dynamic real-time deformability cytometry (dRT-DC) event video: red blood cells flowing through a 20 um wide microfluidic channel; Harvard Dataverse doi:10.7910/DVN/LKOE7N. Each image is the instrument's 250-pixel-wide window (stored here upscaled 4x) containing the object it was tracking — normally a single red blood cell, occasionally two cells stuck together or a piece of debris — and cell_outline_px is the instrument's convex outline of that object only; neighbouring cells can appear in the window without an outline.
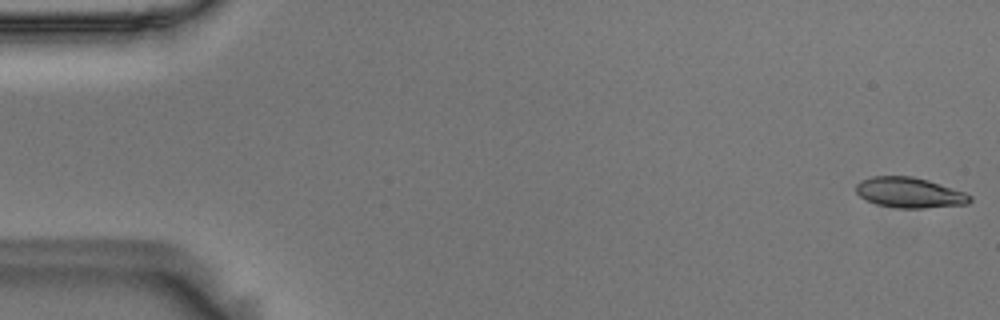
{"species": "Egyptian fruit bat (a non-hibernating species)", "species_latin": "Rousettus aegyptiacus", "temperature_condition": "room temperature", "stored_images_in_passage": 56, "camera_frame_rate_fps": 3000, "um_per_image_px": 0.085, "animal": {"sex": "male"}, "frame": {"image": 1, "passage_image": 1, "time_ms": 0.0, "image_size_px": [1000, 320], "cell_outline_px": [[972, 200], [968, 204], [924, 208], [896, 208], [876, 204], [860, 196], [856, 192], [856, 184], [860, 180], [872, 176], [912, 176], [928, 180], [964, 192], [972, 196]], "centroid_in_image_um": [77.3, 16.37], "position_along_channel_um": 7.7, "area_um2": 20.17}}
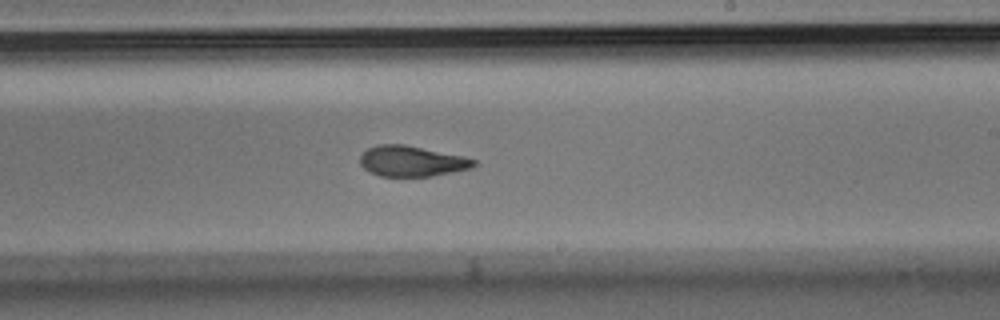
{"frame": {"image": 2, "passage_image": 33, "time_ms": 10.667, "image_size_px": [1000, 320], "cell_outline_px": [[476, 164], [468, 168], [452, 172], [432, 176], [380, 176], [368, 172], [360, 164], [360, 156], [368, 148], [376, 144], [404, 144], [464, 156], [476, 160]], "centroid_in_image_um": [34.96, 13.69], "position_along_channel_um": 254.0, "area_um2": 20.23}}
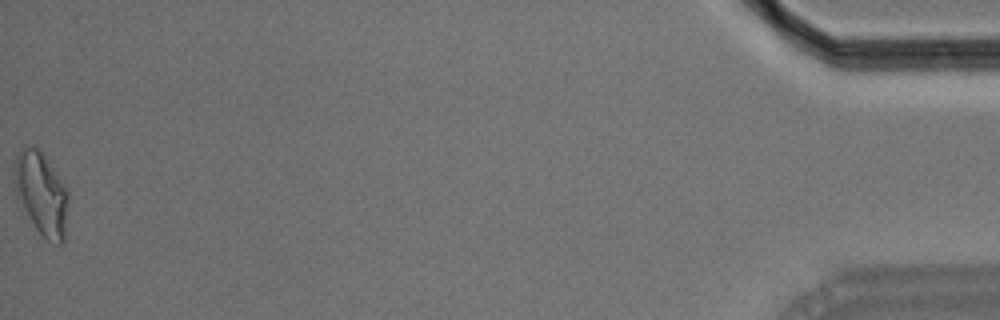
{"frame": {"image": 3, "passage_image": 56, "time_ms": 18.333, "image_size_px": [1000, 320], "cell_outline_px": [[68, 200], [64, 244], [56, 244], [48, 240], [36, 228], [16, 196], [12, 172], [16, 156], [20, 148], [32, 144], [44, 156], [68, 188]], "centroid_in_image_um": [3.51, 16.43], "position_along_channel_um": 431.7, "area_um2": 26.13}, "authors_computed_cell_mechanics": {"area_um2": 20.9525, "velocity_mm_per_s": 3.6027, "shape_relaxation_time_tau1_ms": 4.2403, "shape_relaxation_time_tau2_ms": 2.1289, "deformation_change_tau1": 0.1729, "deformation_change_tau2": 0.0998}}